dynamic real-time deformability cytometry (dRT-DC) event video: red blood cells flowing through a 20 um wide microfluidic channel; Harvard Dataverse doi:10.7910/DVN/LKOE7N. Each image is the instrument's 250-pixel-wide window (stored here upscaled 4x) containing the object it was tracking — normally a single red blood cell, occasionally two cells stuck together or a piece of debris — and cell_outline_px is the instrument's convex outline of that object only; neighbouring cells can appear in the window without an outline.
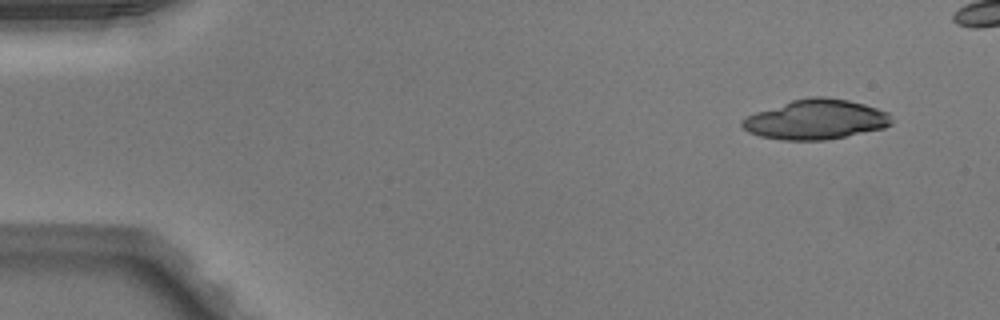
{"species": "Egyptian fruit bat (a non-hibernating species)", "species_latin": "Rousettus aegyptiacus", "temperature_condition": "warm", "stored_images_in_passage": 17, "camera_frame_rate_fps": 3000, "um_per_image_px": 0.085, "animal": {"sex": "male"}, "frame": {"image": 1, "passage_image": 1, "time_ms": 0.0, "image_size_px": [1000, 320], "cell_outline_px": [[892, 124], [884, 128], [824, 140], [784, 140], [760, 136], [748, 132], [740, 124], [740, 120], [744, 116], [792, 100], [812, 96], [824, 96], [848, 100], [864, 104], [888, 112], [892, 120]], "centroid_in_image_um": [69.32, 10.15], "position_along_channel_um": 15.7, "area_um2": 34.56}}